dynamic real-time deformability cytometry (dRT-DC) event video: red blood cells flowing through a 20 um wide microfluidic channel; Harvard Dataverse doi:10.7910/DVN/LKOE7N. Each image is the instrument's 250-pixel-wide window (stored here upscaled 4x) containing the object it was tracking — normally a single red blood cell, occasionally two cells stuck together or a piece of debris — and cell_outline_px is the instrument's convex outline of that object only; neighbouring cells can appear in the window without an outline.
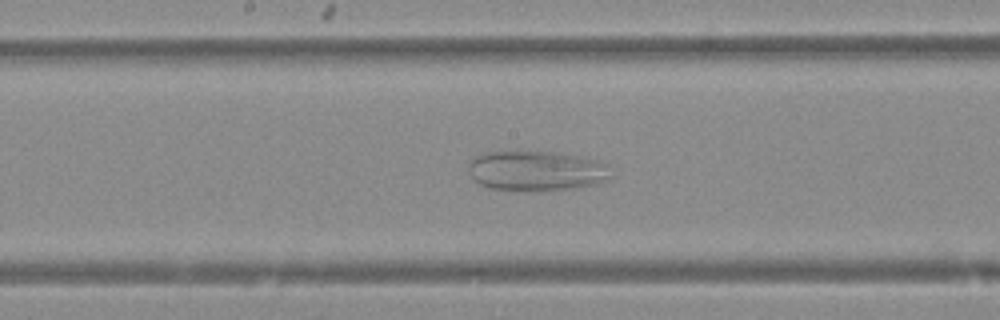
{"species": "Egyptian fruit bat (a non-hibernating species)", "species_latin": "Rousettus aegyptiacus", "temperature_condition": "warm", "stored_images_in_passage": 41, "camera_frame_rate_fps": 3000, "um_per_image_px": 0.085, "animal": {"sex": "female"}, "frame": {"image": 1, "passage_image": 17, "time_ms": 5.333, "image_size_px": [1000, 320], "cell_outline_px": [[612, 180], [600, 184], [576, 188], [540, 192], [516, 192], [488, 188], [472, 180], [468, 168], [468, 164], [476, 156], [484, 152], [552, 152], [580, 156], [596, 160], [612, 176]], "centroid_in_image_um": [45.55, 14.57], "position_along_channel_um": 202.6, "area_um2": 33.81}}
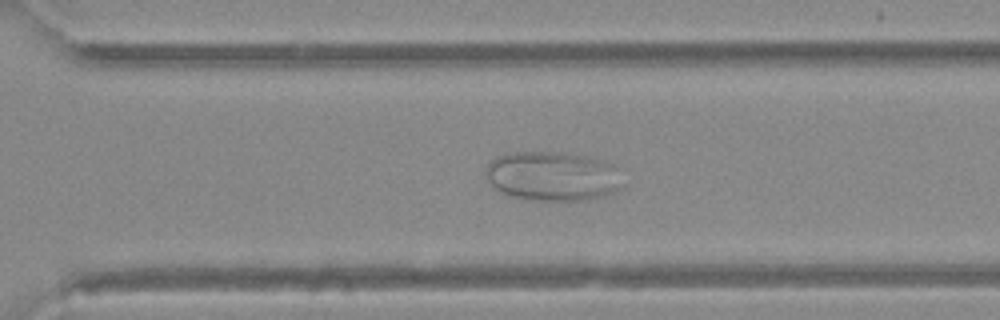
{"frame": {"image": 2, "passage_image": 26, "time_ms": 8.333, "image_size_px": [1000, 320], "cell_outline_px": [[624, 188], [600, 196], [580, 200], [528, 200], [508, 196], [492, 188], [484, 172], [488, 164], [496, 156], [508, 152], [560, 152], [588, 156], [604, 160], [612, 164]], "centroid_in_image_um": [46.89, 14.97], "position_along_channel_um": 323.7, "area_um2": 39.65}}
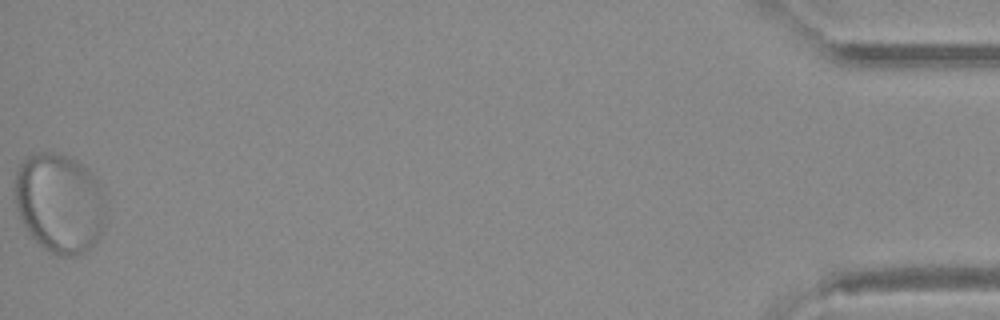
{"frame": {"image": 3, "passage_image": 41, "time_ms": 13.333, "image_size_px": [1000, 320], "cell_outline_px": [[104, 228], [100, 240], [84, 252], [76, 256], [56, 256], [44, 248], [28, 232], [20, 216], [16, 204], [16, 172], [20, 164], [28, 156], [40, 152], [56, 152], [68, 156], [76, 160], [88, 168], [96, 176], [100, 188], [104, 212]], "centroid_in_image_um": [5.08, 17.27], "position_along_channel_um": 430.1, "area_um2": 52.77}}